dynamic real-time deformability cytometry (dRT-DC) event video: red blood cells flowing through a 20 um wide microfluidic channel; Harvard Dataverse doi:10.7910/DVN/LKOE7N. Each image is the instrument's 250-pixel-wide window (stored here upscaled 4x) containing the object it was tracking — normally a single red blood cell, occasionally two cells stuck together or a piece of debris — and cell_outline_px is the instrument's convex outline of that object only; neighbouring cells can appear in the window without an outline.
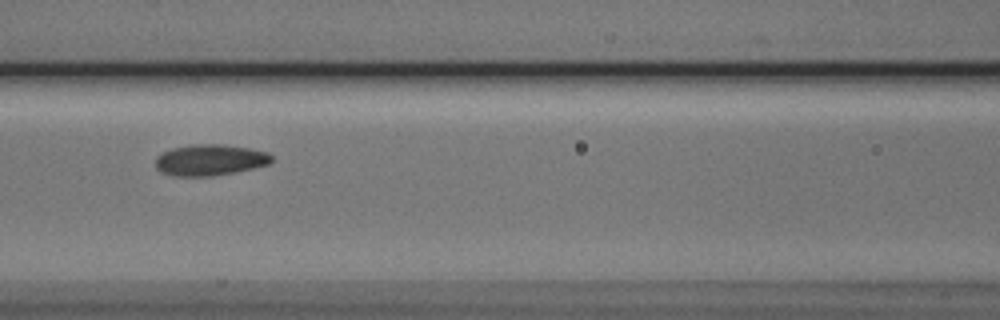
{"species": "Egyptian fruit bat (a non-hibernating species)", "species_latin": "Rousettus aegyptiacus", "temperature_condition": "cold", "stored_images_in_passage": 4, "camera_frame_rate_fps": 3000, "um_per_image_px": 0.085, "animal": {"sex": "male"}, "frame": {"image": 1, "passage_image": 3, "time_ms": 2.333, "image_size_px": [1000, 320], "cell_outline_px": [[272, 160], [268, 164], [252, 168], [212, 176], [172, 176], [156, 168], [156, 156], [160, 152], [172, 148], [188, 144], [224, 144], [248, 148], [268, 152], [272, 156]], "centroid_in_image_um": [17.81, 13.58], "position_along_channel_um": 148.8, "area_um2": 21.1}}
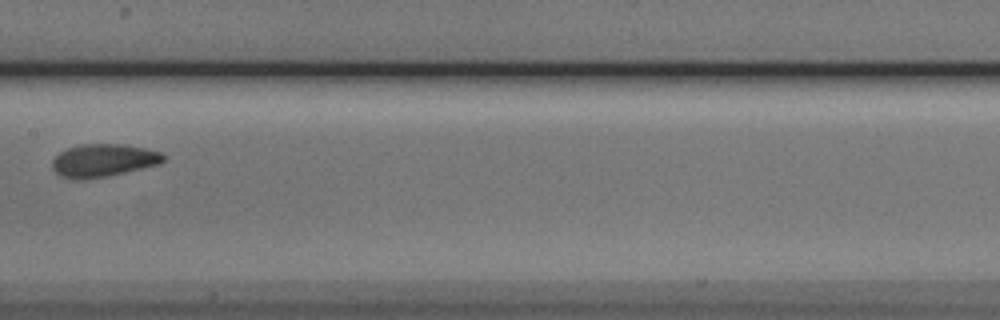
{"frame": {"image": 2, "passage_image": 4, "time_ms": 3.667, "image_size_px": [1000, 320], "cell_outline_px": [[164, 160], [160, 164], [124, 172], [104, 176], [60, 176], [52, 168], [52, 160], [60, 152], [68, 148], [80, 144], [124, 144], [144, 148], [160, 152], [164, 156]], "centroid_in_image_um": [8.82, 13.58], "position_along_channel_um": 198.6, "area_um2": 20.4}}